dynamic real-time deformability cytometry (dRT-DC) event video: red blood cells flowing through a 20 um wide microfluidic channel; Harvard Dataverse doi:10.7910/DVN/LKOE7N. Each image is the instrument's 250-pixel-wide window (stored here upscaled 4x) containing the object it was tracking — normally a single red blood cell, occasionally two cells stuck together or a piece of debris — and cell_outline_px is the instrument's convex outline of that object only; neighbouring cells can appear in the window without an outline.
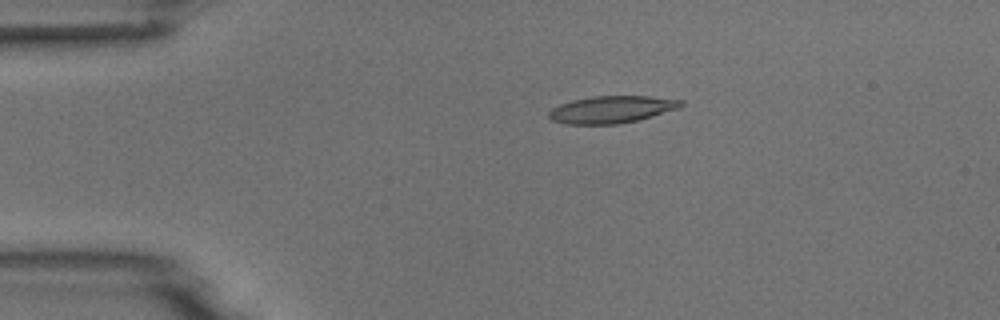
{"species": "common noctule bat (a hibernating species)", "species_latin": "Nyctalus noctula", "temperature_condition": "room temperature", "stored_images_in_passage": 3, "camera_frame_rate_fps": 3000, "um_per_image_px": 0.085, "animal": {"sex": "male", "body_mass_g": 18.8}, "frame": {"image": 1, "passage_image": 2, "time_ms": 2.0, "image_size_px": [1000, 320], "cell_outline_px": [[684, 104], [680, 108], [652, 116], [620, 124], [564, 124], [552, 120], [548, 116], [548, 112], [552, 108], [560, 104], [572, 100], [592, 96], [648, 96], [684, 100]], "centroid_in_image_um": [51.99, 9.3], "position_along_channel_um": 33.0, "area_um2": 20.98}}